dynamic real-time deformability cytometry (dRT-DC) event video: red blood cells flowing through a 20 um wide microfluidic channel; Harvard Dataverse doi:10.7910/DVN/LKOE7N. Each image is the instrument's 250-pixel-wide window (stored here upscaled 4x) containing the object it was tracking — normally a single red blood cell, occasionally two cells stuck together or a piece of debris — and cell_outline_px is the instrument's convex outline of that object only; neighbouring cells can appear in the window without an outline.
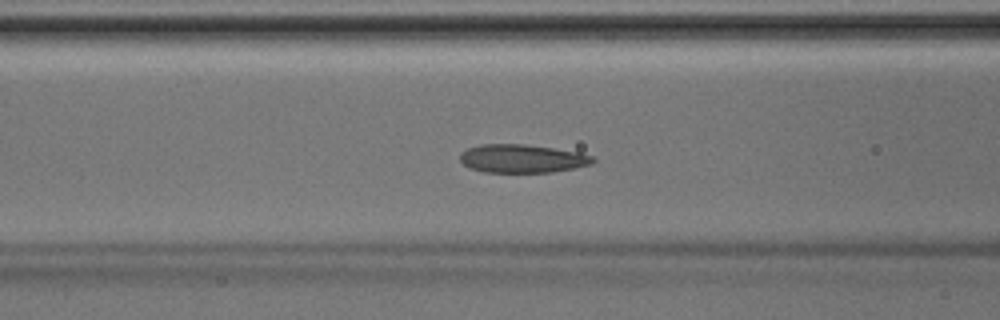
{"species": "Egyptian fruit bat (a non-hibernating species)", "species_latin": "Rousettus aegyptiacus", "temperature_condition": "room temperature", "stored_images_in_passage": 39, "camera_frame_rate_fps": 3000, "um_per_image_px": 0.085, "animal": {"sex": "male"}, "frame": {"image": 1, "passage_image": 17, "time_ms": 5.333, "image_size_px": [1000, 320], "cell_outline_px": [[596, 160], [592, 164], [552, 172], [484, 172], [468, 168], [460, 160], [460, 152], [468, 148], [480, 144], [524, 144], [580, 152], [596, 156]], "centroid_in_image_um": [44.39, 13.47], "position_along_channel_um": 122.2, "area_um2": 22.08}}